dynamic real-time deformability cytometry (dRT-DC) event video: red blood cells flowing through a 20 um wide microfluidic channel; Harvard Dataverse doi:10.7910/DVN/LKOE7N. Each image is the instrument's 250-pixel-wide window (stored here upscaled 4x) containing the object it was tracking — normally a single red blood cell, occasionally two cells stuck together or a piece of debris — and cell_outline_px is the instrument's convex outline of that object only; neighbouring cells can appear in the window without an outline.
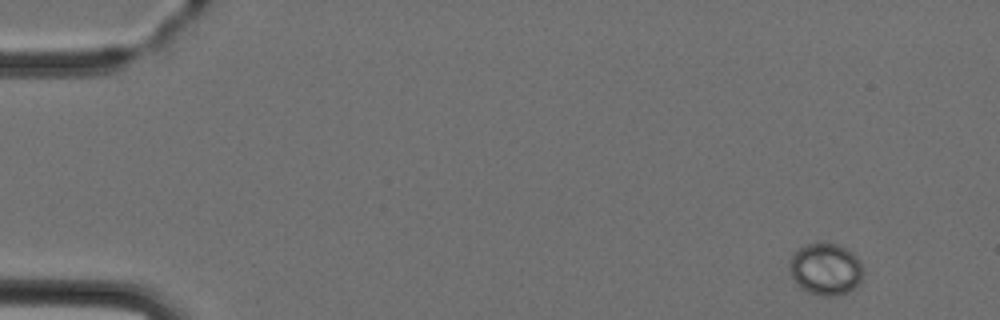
{"species": "Egyptian fruit bat (a non-hibernating species)", "species_latin": "Rousettus aegyptiacus", "temperature_condition": "cold", "stored_images_in_passage": 5, "camera_frame_rate_fps": 3000, "um_per_image_px": 0.085, "animal": {"sex": "female"}, "frame": {"image": 1, "passage_image": 1, "time_ms": 0.0, "image_size_px": [1000, 320], "cell_outline_px": [[860, 280], [848, 292], [836, 296], [820, 296], [808, 292], [796, 284], [792, 276], [792, 256], [800, 248], [808, 244], [836, 244], [852, 252], [860, 260]], "centroid_in_image_um": [70.18, 22.9], "position_along_channel_um": 14.8, "area_um2": 21.44}}